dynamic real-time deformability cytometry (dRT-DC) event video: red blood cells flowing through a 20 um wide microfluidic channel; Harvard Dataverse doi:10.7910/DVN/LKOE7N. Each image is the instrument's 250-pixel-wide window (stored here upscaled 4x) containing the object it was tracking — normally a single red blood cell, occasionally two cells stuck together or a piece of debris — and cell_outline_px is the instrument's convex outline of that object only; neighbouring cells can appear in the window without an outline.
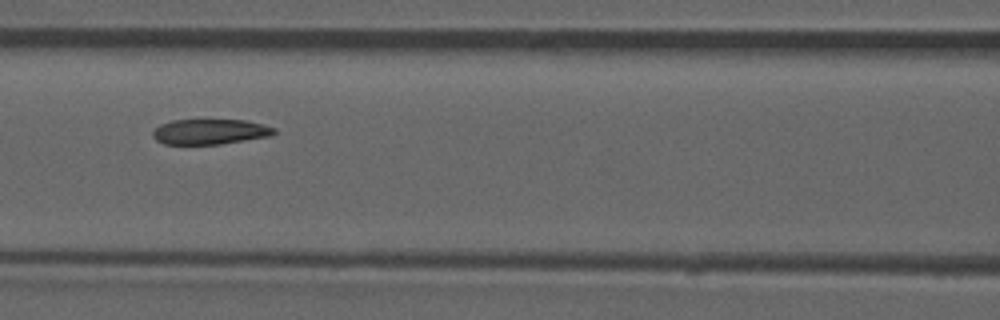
{"species": "common noctule bat (a hibernating species)", "species_latin": "Nyctalus noctula", "temperature_condition": "room temperature", "stored_images_in_passage": 52, "camera_frame_rate_fps": 3000, "um_per_image_px": 0.085, "animal": {"sex": "male", "forearm_length_mm": 52.5}, "frame": {"image": 1, "passage_image": 23, "time_ms": 7.333, "image_size_px": [1000, 320], "cell_outline_px": [[276, 132], [268, 136], [220, 144], [164, 144], [156, 140], [152, 136], [152, 132], [160, 124], [172, 120], [244, 120], [276, 128]], "centroid_in_image_um": [17.8, 11.19], "position_along_channel_um": 148.8, "area_um2": 17.69}, "authors_computed_cell_mechanics": {"area_um2": 19.5653, "velocity_mm_per_s": 3.9155, "shape_relaxation_time_tau1_ms": 3.8982, "shape_relaxation_time_tau2_ms": 2.0466, "deformation_change_tau1": 0.1126, "deformation_change_tau2": 0.0835}}